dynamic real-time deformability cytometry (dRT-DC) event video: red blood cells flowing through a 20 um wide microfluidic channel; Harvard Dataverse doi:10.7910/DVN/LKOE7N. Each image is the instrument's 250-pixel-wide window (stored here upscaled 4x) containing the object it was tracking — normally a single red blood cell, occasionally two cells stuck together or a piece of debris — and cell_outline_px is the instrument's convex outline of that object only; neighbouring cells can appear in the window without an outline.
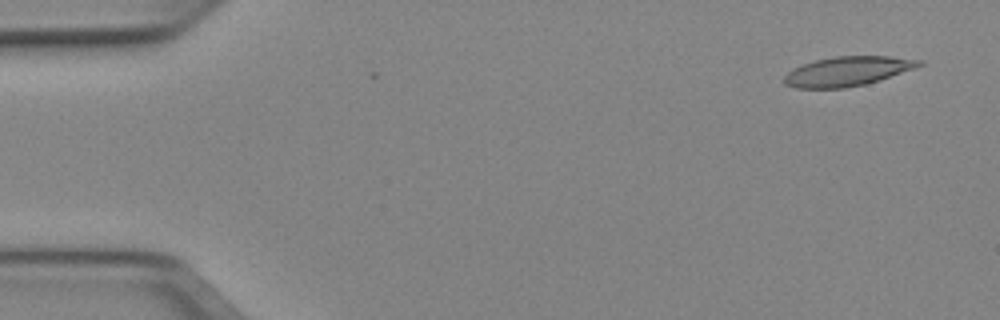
{"species": "Egyptian fruit bat (a non-hibernating species)", "species_latin": "Rousettus aegyptiacus", "temperature_condition": "cold", "stored_images_in_passage": 5, "camera_frame_rate_fps": 3000, "um_per_image_px": 0.085, "animal": {"sex": "female"}, "frame": {"image": 1, "passage_image": 1, "time_ms": 0.0, "image_size_px": [1000, 320], "cell_outline_px": [[924, 64], [880, 80], [864, 84], [844, 88], [796, 88], [784, 84], [784, 76], [792, 68], [816, 60], [836, 56], [892, 56], [924, 60]], "centroid_in_image_um": [72.04, 6.05], "position_along_channel_um": 13.0, "area_um2": 23.06}}